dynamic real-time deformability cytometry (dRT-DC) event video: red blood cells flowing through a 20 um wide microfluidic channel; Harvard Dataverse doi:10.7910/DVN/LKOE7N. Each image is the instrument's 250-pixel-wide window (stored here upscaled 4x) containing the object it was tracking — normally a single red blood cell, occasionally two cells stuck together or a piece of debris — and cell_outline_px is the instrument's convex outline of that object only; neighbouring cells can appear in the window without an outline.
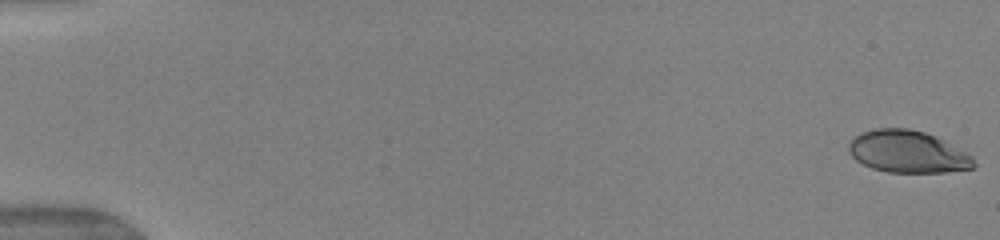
{"species": "human", "species_latin": "Homo sapiens", "temperature_condition": "warm", "stored_images_in_passage": 52, "camera_frame_rate_fps": 3000, "um_per_image_px": 0.085, "donor": {"sex": "female"}, "frame": {"image": 1, "passage_image": 1, "time_ms": 0.0, "image_size_px": [1000, 240], "cell_outline_px": [[976, 168], [944, 172], [888, 172], [872, 168], [856, 160], [848, 152], [848, 144], [860, 132], [876, 128], [908, 128], [924, 132], [936, 136], [944, 140], [972, 156], [976, 164]], "centroid_in_image_um": [77.16, 12.89], "position_along_channel_um": 7.8, "area_um2": 30.75}}
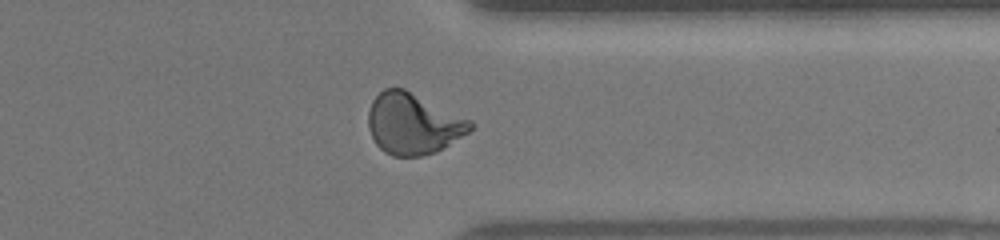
{"frame": {"image": 2, "passage_image": 42, "time_ms": 13.667, "image_size_px": [1000, 240], "cell_outline_px": [[476, 124], [468, 132], [436, 152], [420, 156], [392, 156], [384, 152], [376, 144], [368, 128], [368, 112], [372, 100], [384, 88], [404, 88], [472, 120]], "centroid_in_image_um": [35.11, 10.51], "position_along_channel_um": 376.3, "area_um2": 36.36}}
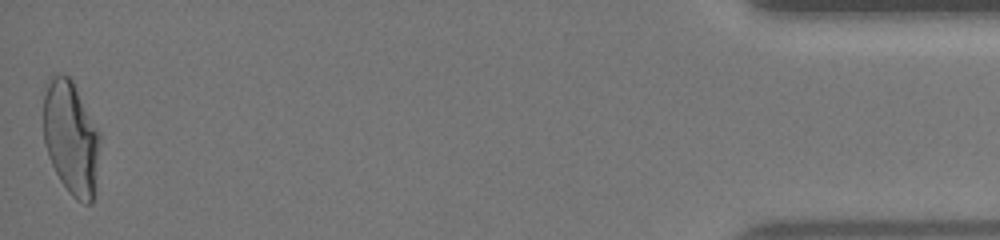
{"frame": {"image": 3, "passage_image": 52, "time_ms": 17.0, "image_size_px": [1000, 240], "cell_outline_px": [[100, 136], [92, 204], [84, 204], [76, 200], [68, 192], [60, 180], [48, 156], [44, 140], [44, 84], [48, 76], [52, 72], [68, 76], [72, 80], [100, 132]], "centroid_in_image_um": [6.0, 11.66], "position_along_channel_um": 429.2, "area_um2": 37.51}, "authors_computed_cell_mechanics": {"area_um2": 34.9979, "velocity_mm_per_s": 3.965, "shape_relaxation_time_tau1_ms": 5.1585, "shape_relaxation_time_tau2_ms": null, "deformation_change_tau1": 0.2209, "deformation_change_tau2": null}}